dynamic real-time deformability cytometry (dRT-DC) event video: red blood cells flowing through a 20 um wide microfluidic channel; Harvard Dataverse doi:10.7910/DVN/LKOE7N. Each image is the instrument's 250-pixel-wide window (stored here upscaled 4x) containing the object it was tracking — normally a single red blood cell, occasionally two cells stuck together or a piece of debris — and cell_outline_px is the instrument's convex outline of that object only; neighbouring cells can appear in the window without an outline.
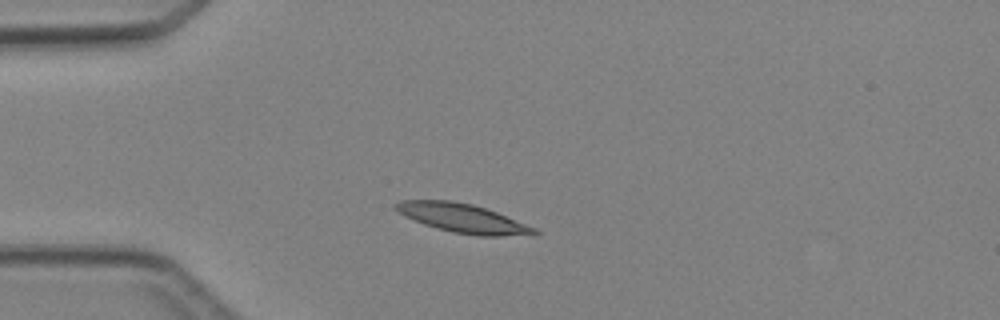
{"species": "Egyptian fruit bat (a non-hibernating species)", "species_latin": "Rousettus aegyptiacus", "temperature_condition": "cold", "stored_images_in_passage": 3, "camera_frame_rate_fps": 3000, "um_per_image_px": 0.085, "animal": {"sex": "female"}, "frame": {"image": 1, "passage_image": 2, "time_ms": 1.333, "image_size_px": [1000, 320], "cell_outline_px": [[540, 232], [536, 236], [480, 236], [452, 232], [436, 228], [424, 224], [404, 216], [396, 212], [392, 208], [392, 204], [400, 200], [448, 200], [472, 204], [496, 212], [536, 228]], "centroid_in_image_um": [39.32, 18.56], "position_along_channel_um": 45.7, "area_um2": 23.64}}